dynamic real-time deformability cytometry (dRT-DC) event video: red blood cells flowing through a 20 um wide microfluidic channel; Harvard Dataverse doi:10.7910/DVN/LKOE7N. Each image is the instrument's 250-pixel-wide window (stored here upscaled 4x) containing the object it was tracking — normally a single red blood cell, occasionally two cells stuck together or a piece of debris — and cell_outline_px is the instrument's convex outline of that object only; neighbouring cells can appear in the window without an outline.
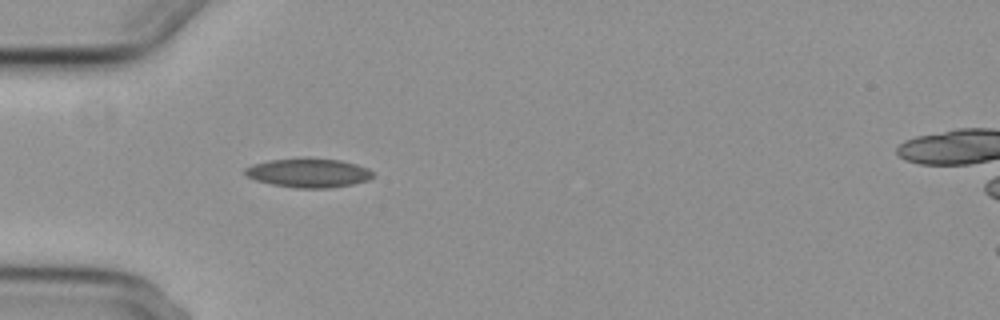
{"species": "common noctule bat (a hibernating species)", "species_latin": "Nyctalus noctula", "temperature_condition": "cold", "stored_images_in_passage": 2, "camera_frame_rate_fps": 3000, "um_per_image_px": 0.085, "animal": {"sex": "female", "body_mass_g": 29.2, "forearm_length_mm": 56.3}, "frame": {"image": 1, "passage_image": 2, "time_ms": 1.0, "image_size_px": [1000, 320], "cell_outline_px": [[372, 176], [368, 180], [352, 184], [332, 188], [296, 188], [272, 184], [256, 180], [248, 176], [244, 172], [244, 168], [252, 164], [268, 160], [304, 156], [308, 156], [340, 160], [356, 164], [368, 168], [372, 172]], "centroid_in_image_um": [26.2, 14.66], "position_along_channel_um": 58.8, "area_um2": 22.08}}